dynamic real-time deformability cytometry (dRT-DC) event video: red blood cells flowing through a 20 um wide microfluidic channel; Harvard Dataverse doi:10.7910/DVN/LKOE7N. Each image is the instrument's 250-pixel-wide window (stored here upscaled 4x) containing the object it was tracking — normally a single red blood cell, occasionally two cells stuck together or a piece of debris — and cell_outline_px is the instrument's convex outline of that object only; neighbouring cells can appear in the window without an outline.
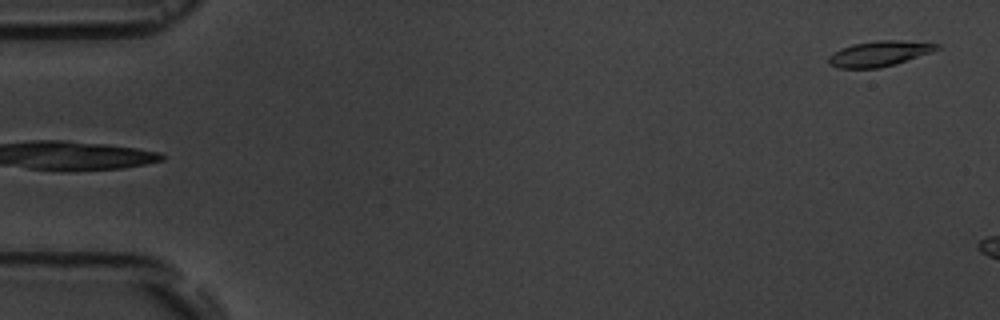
{"species": "common noctule bat (a hibernating species)", "species_latin": "Nyctalus noctula", "temperature_condition": "room temperature", "stored_images_in_passage": 5, "segment_of_instrument_passage": [2, 2], "camera_frame_rate_fps": 3000, "um_per_image_px": 0.085, "animal": {"sex": "male", "body_mass_g": 19.5, "forearm_length_mm": 54.6}, "frame": {"image": 1, "passage_image": 5, "time_ms": 4.667, "image_size_px": [1000, 320], "cell_outline_px": [[940, 48], [932, 52], [896, 64], [880, 68], [840, 68], [828, 64], [828, 56], [840, 48], [852, 44], [876, 40], [900, 40], [940, 44]], "centroid_in_image_um": [74.73, 4.55], "position_along_channel_um": 10.3, "area_um2": 16.13}}